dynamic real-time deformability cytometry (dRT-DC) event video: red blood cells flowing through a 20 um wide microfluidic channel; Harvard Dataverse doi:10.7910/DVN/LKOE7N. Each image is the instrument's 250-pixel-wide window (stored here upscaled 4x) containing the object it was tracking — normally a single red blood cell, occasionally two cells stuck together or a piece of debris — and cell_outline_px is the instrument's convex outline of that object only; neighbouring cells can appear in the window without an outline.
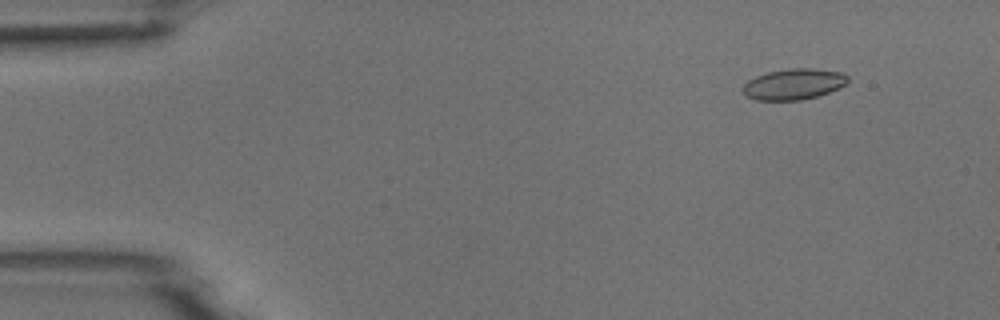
{"species": "common noctule bat (a hibernating species)", "species_latin": "Nyctalus noctula", "temperature_condition": "room temperature", "stored_images_in_passage": 4, "camera_frame_rate_fps": 3000, "um_per_image_px": 0.085, "animal": {"sex": "male", "body_mass_g": 18.8}, "frame": {"image": 1, "passage_image": 1, "time_ms": 0.0, "image_size_px": [1000, 320], "cell_outline_px": [[848, 80], [840, 88], [816, 96], [800, 100], [756, 100], [748, 96], [744, 92], [744, 84], [748, 80], [756, 76], [768, 72], [788, 68], [816, 68], [844, 72], [848, 76]], "centroid_in_image_um": [67.5, 7.13], "position_along_channel_um": 17.5, "area_um2": 18.84}}
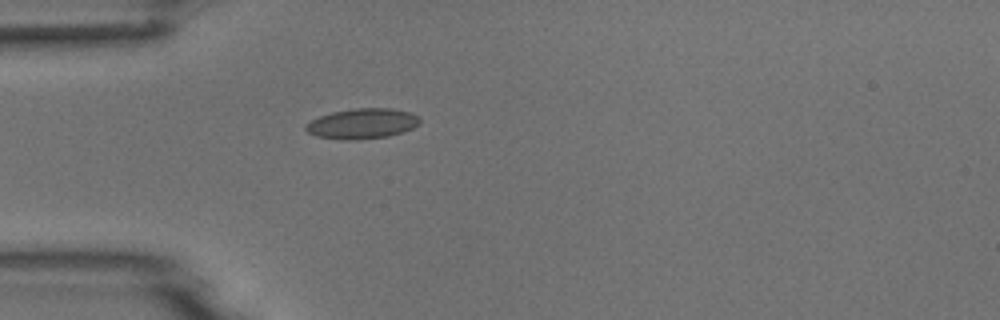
{"frame": {"image": 2, "passage_image": 4, "time_ms": 3.333, "image_size_px": [1000, 320], "cell_outline_px": [[420, 124], [412, 128], [388, 136], [356, 140], [340, 140], [316, 136], [308, 132], [304, 128], [312, 120], [320, 116], [332, 112], [352, 108], [392, 108], [412, 112], [420, 116]], "centroid_in_image_um": [30.82, 10.5], "position_along_channel_um": 54.2, "area_um2": 20.23}}